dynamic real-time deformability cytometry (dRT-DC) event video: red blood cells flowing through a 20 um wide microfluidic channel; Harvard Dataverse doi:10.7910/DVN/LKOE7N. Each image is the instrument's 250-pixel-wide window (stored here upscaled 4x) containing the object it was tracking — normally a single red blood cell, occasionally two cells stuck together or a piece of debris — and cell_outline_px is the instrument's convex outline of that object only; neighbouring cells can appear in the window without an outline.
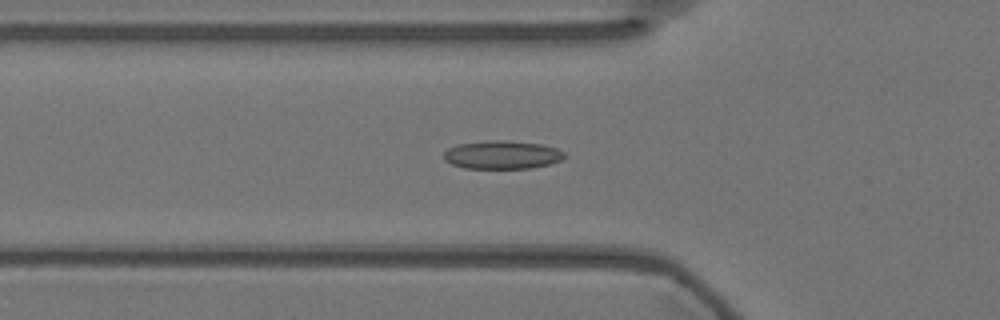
{"species": "Egyptian fruit bat (a non-hibernating species)", "species_latin": "Rousettus aegyptiacus", "temperature_condition": "warm", "stored_images_in_passage": 56, "camera_frame_rate_fps": 3000, "um_per_image_px": 0.085, "animal": {"sex": "female"}, "frame": {"image": 1, "passage_image": 19, "time_ms": 6.0, "image_size_px": [1000, 320], "cell_outline_px": [[564, 156], [560, 160], [548, 164], [532, 168], [464, 168], [452, 164], [444, 160], [444, 152], [448, 148], [456, 144], [492, 140], [508, 140], [540, 144], [556, 148], [564, 152]], "centroid_in_image_um": [42.64, 13.15], "position_along_channel_um": 83.2, "area_um2": 19.83}}
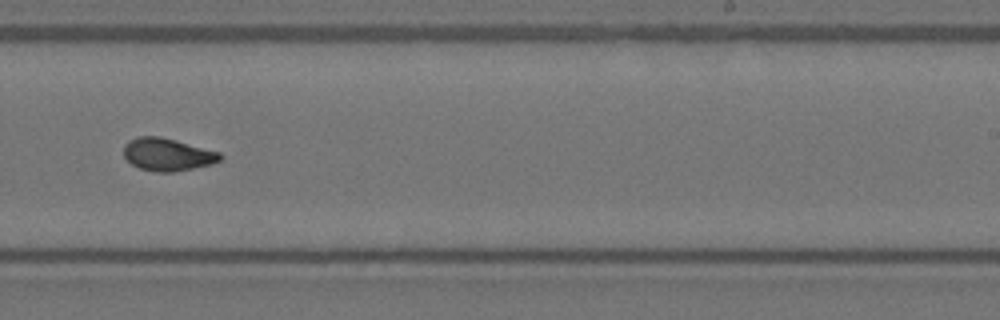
{"frame": {"image": 2, "passage_image": 35, "time_ms": 11.333, "image_size_px": [1000, 320], "cell_outline_px": [[224, 156], [220, 160], [212, 164], [172, 172], [156, 172], [140, 168], [132, 164], [124, 156], [124, 144], [128, 140], [136, 136], [160, 136], [176, 140], [220, 152]], "centroid_in_image_um": [14.23, 13.12], "position_along_channel_um": 274.8, "area_um2": 18.38}}
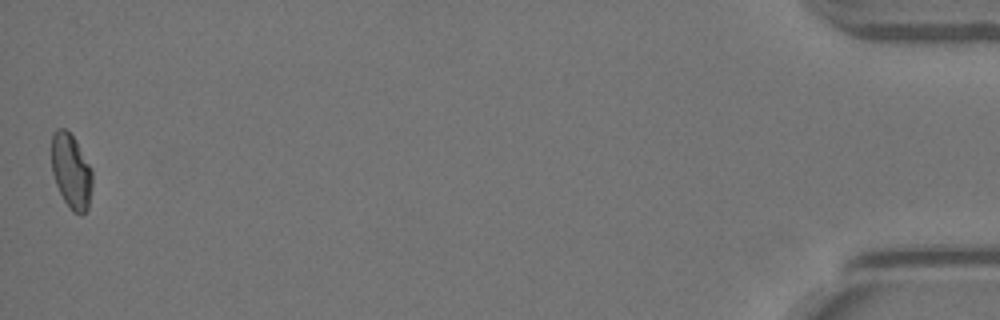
{"frame": {"image": 3, "passage_image": 56, "time_ms": 18.333, "image_size_px": [1000, 320], "cell_outline_px": [[92, 184], [88, 208], [80, 216], [72, 212], [64, 200], [56, 184], [52, 172], [52, 132], [56, 128], [64, 128], [76, 140], [92, 168]], "centroid_in_image_um": [6.06, 14.55], "position_along_channel_um": 429.1, "area_um2": 17.86}, "authors_computed_cell_mechanics": {"area_um2": 18.2648, "velocity_mm_per_s": 3.5819, "shape_relaxation_time_tau1_ms": null, "shape_relaxation_time_tau2_ms": 1.8315, "deformation_change_tau1": null, "deformation_change_tau2": 0.0742}}